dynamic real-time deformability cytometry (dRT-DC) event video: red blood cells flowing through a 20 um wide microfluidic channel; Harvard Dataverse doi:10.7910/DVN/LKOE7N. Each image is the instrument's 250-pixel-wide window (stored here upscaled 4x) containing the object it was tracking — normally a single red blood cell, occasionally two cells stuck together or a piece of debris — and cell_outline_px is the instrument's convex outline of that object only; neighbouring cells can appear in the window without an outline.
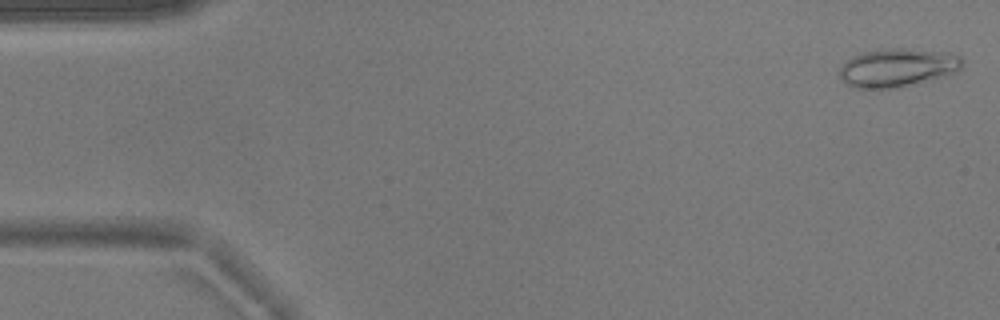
{"species": "common noctule bat (a hibernating species)", "species_latin": "Nyctalus noctula", "temperature_condition": "warm", "stored_images_in_passage": 52, "camera_frame_rate_fps": 3000, "um_per_image_px": 0.085, "animal": {"sex": "male", "body_mass_g": 17.9}, "frame": {"image": 1, "passage_image": 1, "time_ms": 0.0, "image_size_px": [1000, 320], "cell_outline_px": [[964, 60], [960, 68], [956, 72], [944, 76], [900, 88], [856, 88], [840, 80], [840, 68], [852, 56], [860, 52], [892, 48], [904, 48], [948, 52], [960, 56]], "centroid_in_image_um": [76.3, 5.75], "position_along_channel_um": 8.7, "area_um2": 27.57}}
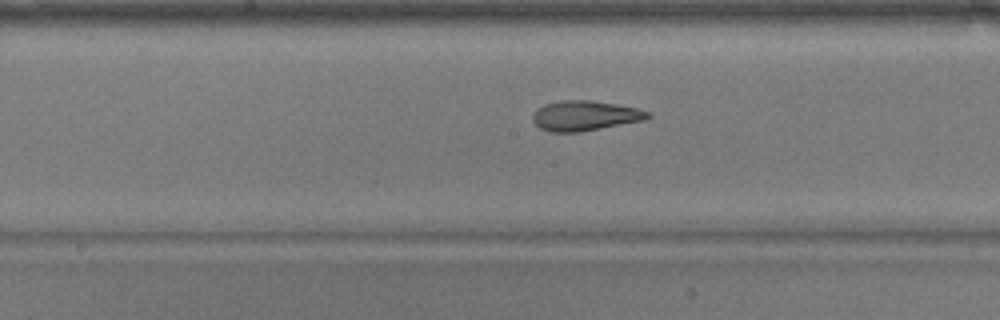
{"frame": {"image": 2, "passage_image": 26, "time_ms": 8.333, "image_size_px": [1000, 320], "cell_outline_px": [[652, 116], [644, 120], [580, 132], [548, 132], [540, 128], [532, 120], [532, 116], [544, 104], [560, 100], [588, 100], [616, 104], [636, 108], [652, 112]], "centroid_in_image_um": [49.74, 9.84], "position_along_channel_um": 198.5, "area_um2": 20.06}}
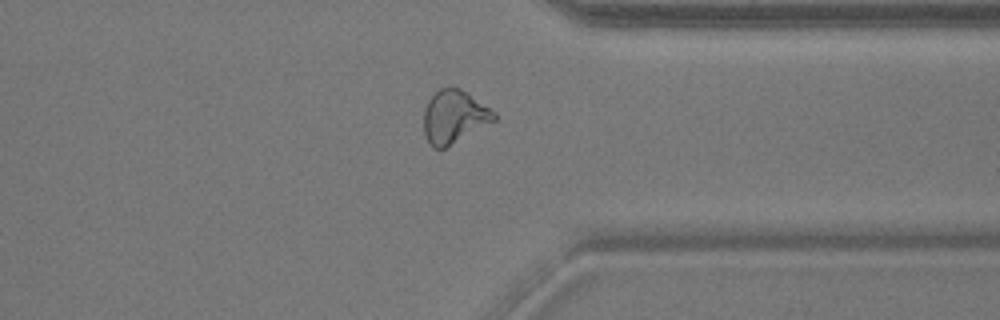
{"frame": {"image": 3, "passage_image": 40, "time_ms": 13.0, "image_size_px": [1000, 320], "cell_outline_px": [[496, 120], [444, 148], [432, 148], [428, 144], [424, 136], [424, 108], [428, 100], [440, 88], [460, 88], [496, 112]], "centroid_in_image_um": [38.58, 9.94], "position_along_channel_um": 372.8, "area_um2": 21.56}, "authors_computed_cell_mechanics": {"area_um2": 21.964, "velocity_mm_per_s": 3.8157, "shape_relaxation_time_tau1_ms": null, "shape_relaxation_time_tau2_ms": 1.635, "deformation_change_tau1": null, "deformation_change_tau2": 0.0854}}